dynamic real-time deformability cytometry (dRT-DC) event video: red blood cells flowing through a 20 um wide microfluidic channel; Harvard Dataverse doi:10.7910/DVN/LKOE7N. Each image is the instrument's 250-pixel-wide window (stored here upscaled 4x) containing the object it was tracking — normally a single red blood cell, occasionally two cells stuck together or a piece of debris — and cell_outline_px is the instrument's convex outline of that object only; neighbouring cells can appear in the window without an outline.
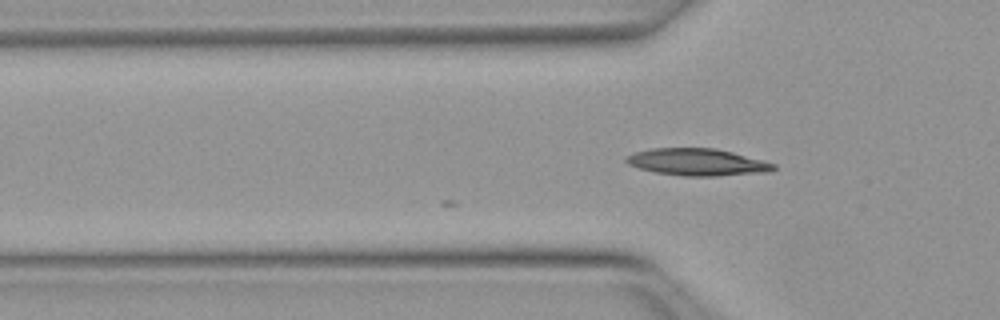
{"species": "Egyptian fruit bat (a non-hibernating species)", "species_latin": "Rousettus aegyptiacus", "temperature_condition": "warm", "stored_images_in_passage": 4, "camera_frame_rate_fps": 3000, "um_per_image_px": 0.085, "animal": {"sex": "female"}, "frame": {"image": 1, "passage_image": 4, "time_ms": 1.0, "image_size_px": [1000, 320], "cell_outline_px": [[776, 168], [772, 172], [716, 176], [684, 176], [656, 172], [640, 168], [628, 164], [624, 160], [624, 156], [632, 152], [652, 148], [716, 148], [764, 160], [776, 164]], "centroid_in_image_um": [59.28, 13.77], "position_along_channel_um": 66.5, "area_um2": 23.47}}